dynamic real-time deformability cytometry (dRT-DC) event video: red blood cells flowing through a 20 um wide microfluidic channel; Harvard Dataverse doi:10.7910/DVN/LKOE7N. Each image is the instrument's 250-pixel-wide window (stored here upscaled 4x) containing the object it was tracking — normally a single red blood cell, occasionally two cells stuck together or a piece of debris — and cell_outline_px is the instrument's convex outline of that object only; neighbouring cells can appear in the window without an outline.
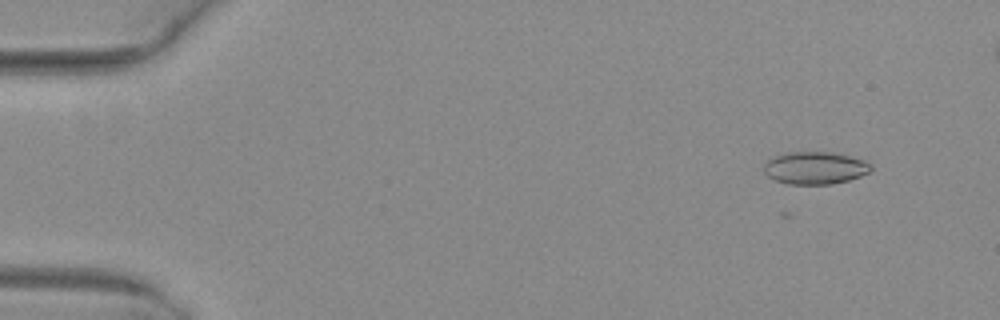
{"species": "common noctule bat (a hibernating species)", "species_latin": "Nyctalus noctula", "temperature_condition": "warm", "stored_images_in_passage": 2, "camera_frame_rate_fps": 3000, "um_per_image_px": 0.085, "animal": {"sex": "female", "body_mass_g": 29.2, "forearm_length_mm": 56.3}, "frame": {"image": 1, "passage_image": 2, "time_ms": 0.333, "image_size_px": [1000, 320], "cell_outline_px": [[872, 168], [868, 172], [860, 176], [848, 180], [832, 184], [788, 184], [776, 180], [768, 176], [764, 172], [764, 164], [768, 160], [776, 156], [792, 152], [828, 152], [848, 156], [864, 160], [872, 164]], "centroid_in_image_um": [69.28, 14.28], "position_along_channel_um": 15.7, "area_um2": 20.0}}